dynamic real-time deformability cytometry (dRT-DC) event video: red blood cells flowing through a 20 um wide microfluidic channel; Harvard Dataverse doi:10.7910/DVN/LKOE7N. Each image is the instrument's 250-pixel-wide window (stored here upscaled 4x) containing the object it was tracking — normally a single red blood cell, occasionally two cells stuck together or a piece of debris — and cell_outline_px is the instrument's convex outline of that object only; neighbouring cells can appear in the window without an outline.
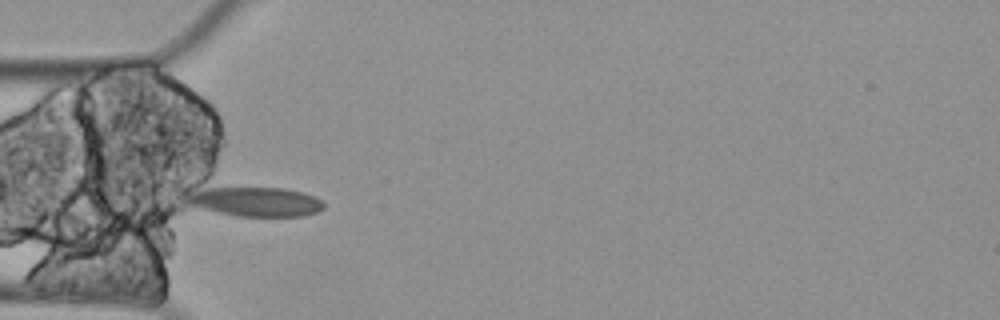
{"species": "Egyptian fruit bat (a non-hibernating species)", "species_latin": "Rousettus aegyptiacus", "temperature_condition": "cold", "stored_images_in_passage": 5, "camera_frame_rate_fps": 3000, "um_per_image_px": 0.085, "animal": {"sex": "female"}, "frame": {"image": 1, "passage_image": 5, "time_ms": 1.333, "image_size_px": [1000, 320], "cell_outline_px": [[324, 208], [316, 212], [304, 216], [236, 216], [216, 212], [200, 208], [188, 204], [184, 200], [188, 196], [208, 188], [284, 188], [304, 192], [320, 200], [324, 204]], "centroid_in_image_um": [21.76, 17.16], "position_along_channel_um": 63.2, "area_um2": 23.06}}